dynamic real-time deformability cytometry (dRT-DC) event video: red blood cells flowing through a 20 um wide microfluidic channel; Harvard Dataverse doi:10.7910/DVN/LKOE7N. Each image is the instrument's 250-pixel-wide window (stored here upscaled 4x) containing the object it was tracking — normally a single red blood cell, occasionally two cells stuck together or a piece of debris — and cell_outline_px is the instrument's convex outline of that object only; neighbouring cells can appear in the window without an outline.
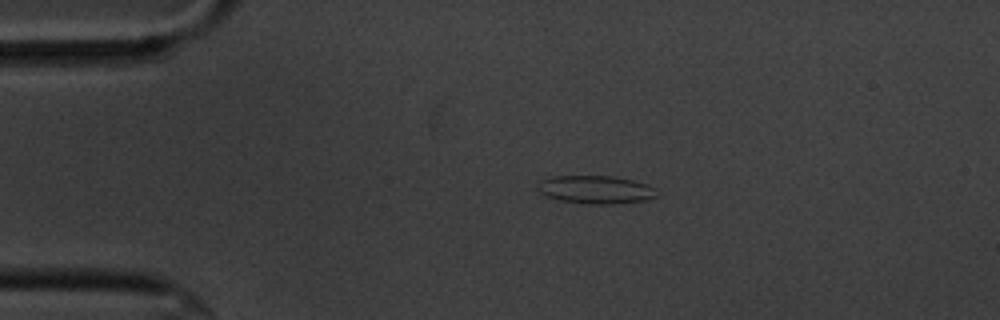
{"species": "common noctule bat (a hibernating species)", "species_latin": "Nyctalus noctula", "temperature_condition": "cold", "stored_images_in_passage": 42, "camera_frame_rate_fps": 3000, "um_per_image_px": 0.085, "animal": {"sex": "male", "body_mass_g": 20.1, "forearm_length_mm": 53.5}, "frame": {"image": 1, "passage_image": 4, "time_ms": 1.0, "image_size_px": [1000, 320], "cell_outline_px": [[660, 192], [656, 196], [644, 200], [612, 204], [588, 204], [560, 200], [548, 196], [540, 192], [536, 188], [540, 180], [552, 176], [612, 176], [632, 180], [656, 188]], "centroid_in_image_um": [50.63, 16.11], "position_along_channel_um": 34.4, "area_um2": 19.42}}
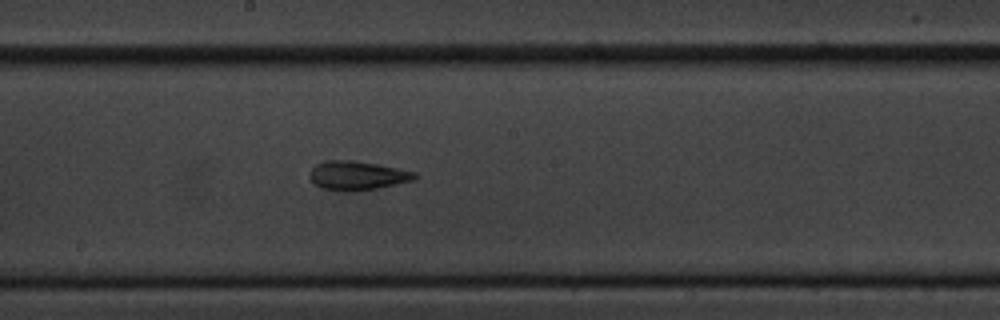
{"frame": {"image": 2, "passage_image": 23, "time_ms": 7.333, "image_size_px": [1000, 320], "cell_outline_px": [[416, 180], [376, 188], [344, 192], [324, 188], [316, 184], [308, 176], [308, 172], [316, 164], [324, 160], [352, 160], [376, 164], [416, 172]], "centroid_in_image_um": [30.34, 14.91], "position_along_channel_um": 217.9, "area_um2": 17.63}}
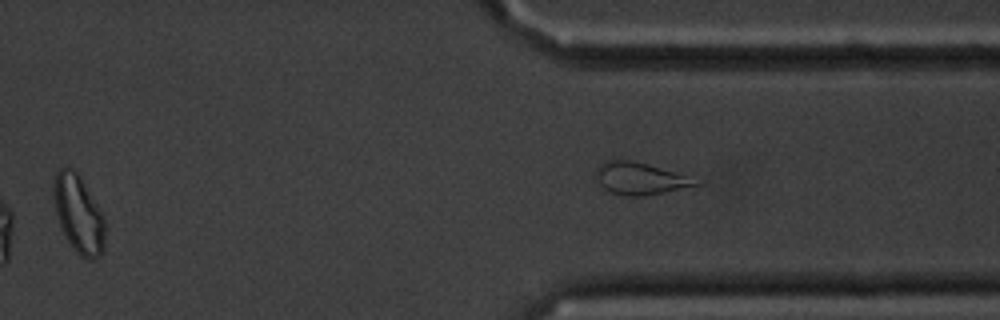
{"frame": {"image": 3, "passage_image": 35, "time_ms": 11.333, "image_size_px": [1000, 320], "cell_outline_px": [[104, 244], [100, 256], [96, 260], [88, 260], [80, 256], [72, 248], [60, 224], [56, 212], [52, 188], [52, 184], [56, 172], [60, 168], [72, 168], [80, 176], [96, 204], [104, 220]], "centroid_in_image_um": [6.66, 18.21], "position_along_channel_um": 404.7, "area_um2": 22.95}, "authors_computed_cell_mechanics": {"area_um2": 17.4267, "velocity_mm_per_s": 3.4817, "shape_relaxation_time_tau1_ms": 10.5134, "shape_relaxation_time_tau2_ms": 2.6839, "deformation_change_tau1": 0.1979, "deformation_change_tau2": 0.1073}}